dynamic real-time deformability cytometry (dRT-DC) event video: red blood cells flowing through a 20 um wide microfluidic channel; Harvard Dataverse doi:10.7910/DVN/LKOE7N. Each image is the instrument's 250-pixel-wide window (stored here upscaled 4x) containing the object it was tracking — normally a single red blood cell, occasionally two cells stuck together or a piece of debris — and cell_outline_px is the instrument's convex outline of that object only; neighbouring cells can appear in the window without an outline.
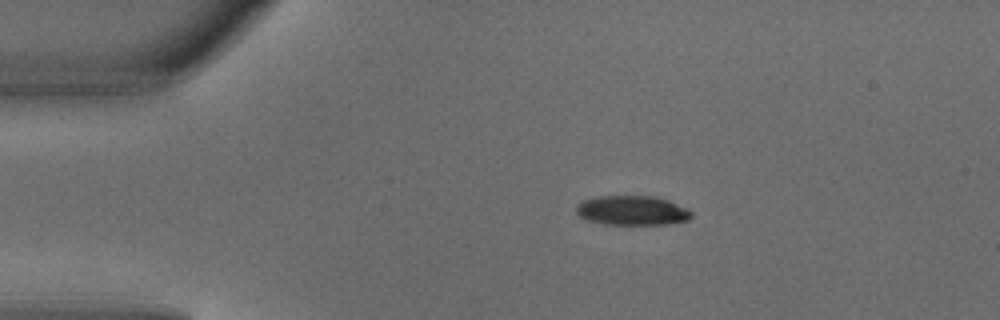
{"species": "common noctule bat (a hibernating species)", "species_latin": "Nyctalus noctula", "temperature_condition": "warm", "stored_images_in_passage": 2, "camera_frame_rate_fps": 3000, "um_per_image_px": 0.085, "animal": {"sex": "male", "body_mass_g": 18.8}, "frame": {"image": 1, "passage_image": 1, "time_ms": 0.0, "image_size_px": [1000, 320], "cell_outline_px": [[692, 216], [688, 220], [668, 224], [604, 224], [588, 220], [580, 216], [576, 212], [576, 204], [584, 200], [596, 196], [656, 196], [668, 200], [688, 208], [692, 212]], "centroid_in_image_um": [53.74, 17.88], "position_along_channel_um": 31.3, "area_um2": 19.88}}